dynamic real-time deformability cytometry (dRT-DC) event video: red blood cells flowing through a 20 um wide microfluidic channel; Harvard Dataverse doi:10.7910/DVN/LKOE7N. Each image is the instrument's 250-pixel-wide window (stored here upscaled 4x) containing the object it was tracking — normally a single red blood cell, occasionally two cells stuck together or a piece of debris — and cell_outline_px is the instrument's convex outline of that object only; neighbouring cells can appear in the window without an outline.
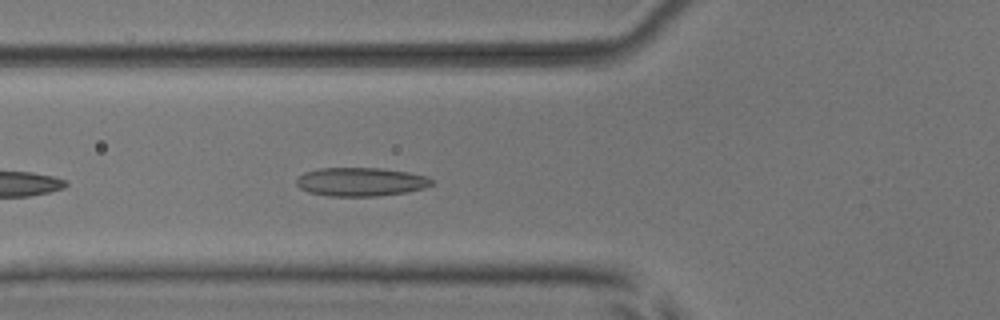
{"species": "common noctule bat (a hibernating species)", "species_latin": "Nyctalus noctula", "temperature_condition": "room temperature", "stored_images_in_passage": 15, "camera_frame_rate_fps": 3000, "um_per_image_px": 0.085, "animal": {"sex": "male", "body_mass_g": 17.9, "forearm_length_mm": 54.2}, "frame": {"image": 1, "passage_image": 5, "time_ms": 1.333, "image_size_px": [1000, 320], "cell_outline_px": [[432, 184], [424, 188], [408, 192], [376, 196], [328, 196], [308, 192], [300, 188], [296, 184], [296, 180], [304, 172], [320, 168], [380, 168], [408, 172], [428, 176], [432, 180]], "centroid_in_image_um": [30.66, 15.45], "position_along_channel_um": 95.1, "area_um2": 22.6}}
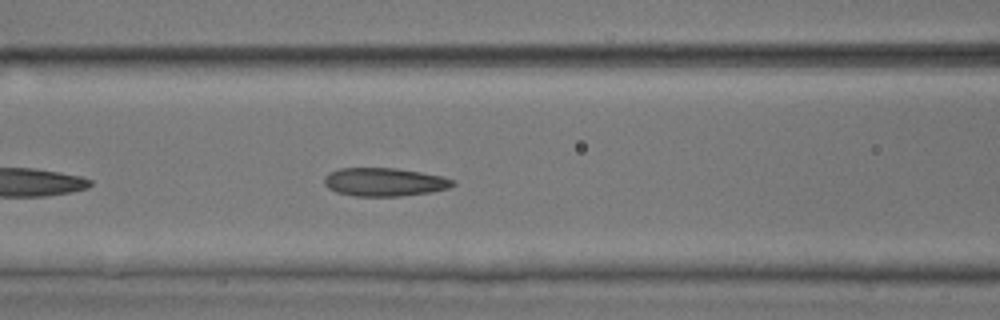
{"frame": {"image": 2, "passage_image": 8, "time_ms": 2.333, "image_size_px": [1000, 320], "cell_outline_px": [[456, 184], [448, 188], [432, 192], [400, 196], [352, 196], [336, 192], [328, 188], [324, 184], [324, 176], [328, 172], [340, 168], [396, 168], [444, 176], [456, 180]], "centroid_in_image_um": [32.68, 15.47], "position_along_channel_um": 133.9, "area_um2": 21.5}}
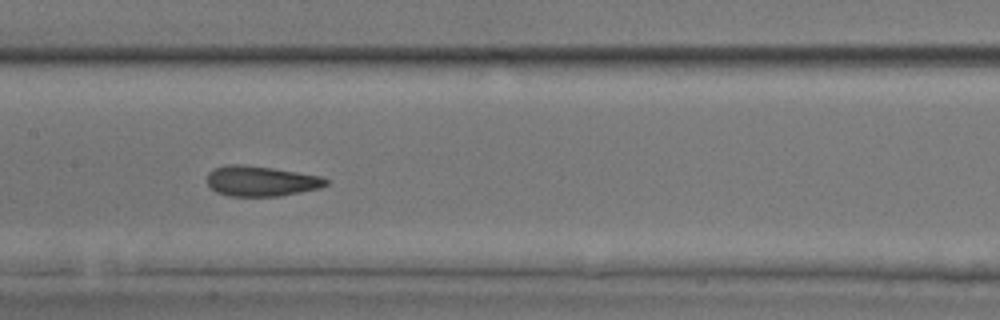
{"frame": {"image": 3, "passage_image": 12, "time_ms": 3.667, "image_size_px": [1000, 320], "cell_outline_px": [[328, 184], [320, 188], [280, 196], [228, 196], [216, 192], [208, 184], [208, 172], [212, 168], [224, 164], [240, 164], [272, 168], [320, 176], [328, 180]], "centroid_in_image_um": [22.15, 15.39], "position_along_channel_um": 185.2, "area_um2": 20.98}}